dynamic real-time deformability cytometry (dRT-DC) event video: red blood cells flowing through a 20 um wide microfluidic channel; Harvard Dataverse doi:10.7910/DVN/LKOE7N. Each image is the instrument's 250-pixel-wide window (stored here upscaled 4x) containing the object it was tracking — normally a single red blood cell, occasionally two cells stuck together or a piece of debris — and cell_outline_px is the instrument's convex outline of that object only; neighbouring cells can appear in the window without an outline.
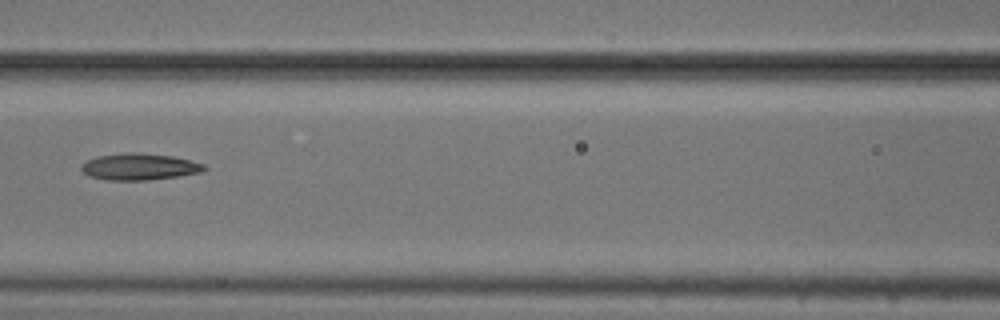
{"species": "common noctule bat (a hibernating species)", "species_latin": "Nyctalus noctula", "temperature_condition": "cold", "stored_images_in_passage": 9, "camera_frame_rate_fps": 3000, "um_per_image_px": 0.085, "animal": {"sex": "male", "body_mass_g": 20.5, "forearm_length_mm": 52.5}, "frame": {"image": 1, "passage_image": 6, "time_ms": 6.0, "image_size_px": [1000, 320], "cell_outline_px": [[208, 168], [200, 172], [176, 176], [148, 180], [108, 180], [88, 176], [80, 168], [80, 164], [96, 156], [124, 152], [136, 152], [172, 156], [204, 164]], "centroid_in_image_um": [11.79, 14.16], "position_along_channel_um": 154.8, "area_um2": 19.02}}
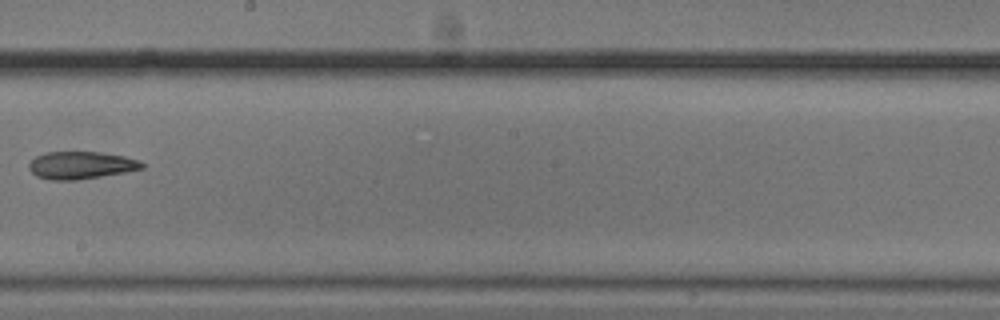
{"frame": {"image": 2, "passage_image": 8, "time_ms": 8.333, "image_size_px": [1000, 320], "cell_outline_px": [[144, 168], [124, 172], [76, 180], [52, 180], [36, 176], [28, 168], [28, 164], [36, 156], [44, 152], [100, 152], [124, 156], [140, 160], [144, 164]], "centroid_in_image_um": [6.87, 14.04], "position_along_channel_um": 241.3, "area_um2": 18.03}}
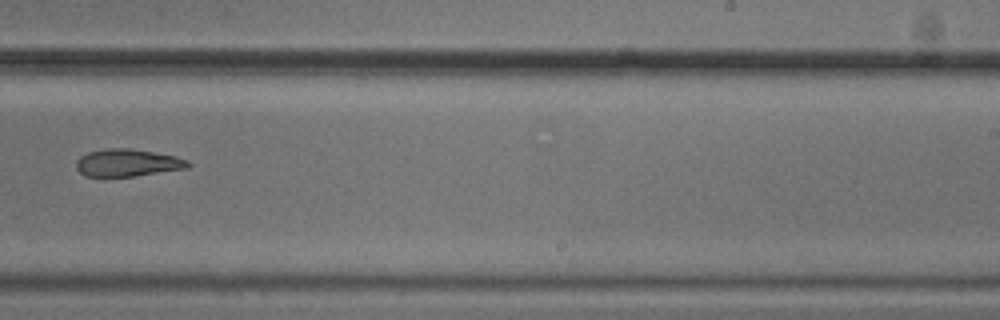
{"frame": {"image": 3, "passage_image": 9, "time_ms": 9.333, "image_size_px": [1000, 320], "cell_outline_px": [[192, 164], [188, 168], [136, 176], [84, 176], [76, 168], [76, 160], [80, 156], [88, 152], [108, 148], [128, 148], [176, 156], [188, 160]], "centroid_in_image_um": [10.85, 13.84], "position_along_channel_um": 278.2, "area_um2": 17.86}}